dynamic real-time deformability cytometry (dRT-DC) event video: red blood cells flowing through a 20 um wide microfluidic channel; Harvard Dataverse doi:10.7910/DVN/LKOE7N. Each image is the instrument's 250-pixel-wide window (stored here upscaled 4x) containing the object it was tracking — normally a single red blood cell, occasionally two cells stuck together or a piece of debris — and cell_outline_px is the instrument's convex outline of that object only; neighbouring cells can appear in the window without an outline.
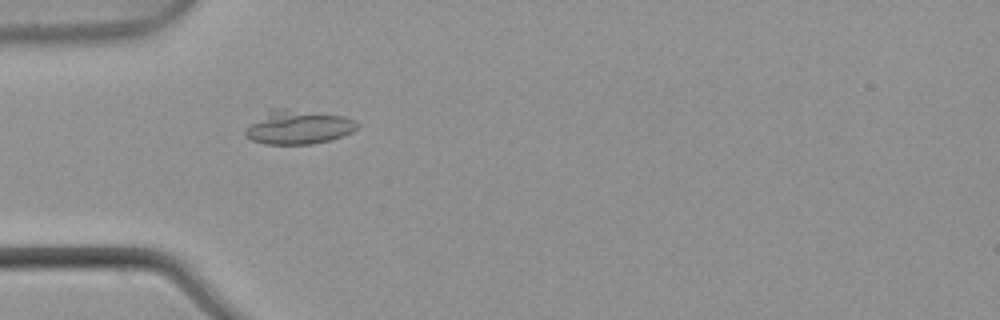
{"species": "common noctule bat (a hibernating species)", "species_latin": "Nyctalus noctula", "temperature_condition": "warm", "stored_images_in_passage": 8, "camera_frame_rate_fps": 3000, "um_per_image_px": 0.085, "animal": {"sex": "male", "body_mass_g": 21.5, "forearm_length_mm": 52.0}, "frame": {"image": 1, "passage_image": 5, "time_ms": 1.333, "image_size_px": [1000, 320], "cell_outline_px": [[356, 128], [352, 132], [332, 140], [312, 144], [264, 144], [252, 140], [244, 132], [244, 128], [268, 108], [284, 108], [344, 116], [352, 120], [356, 124]], "centroid_in_image_um": [25.29, 10.8], "position_along_channel_um": 59.7, "area_um2": 22.2}}
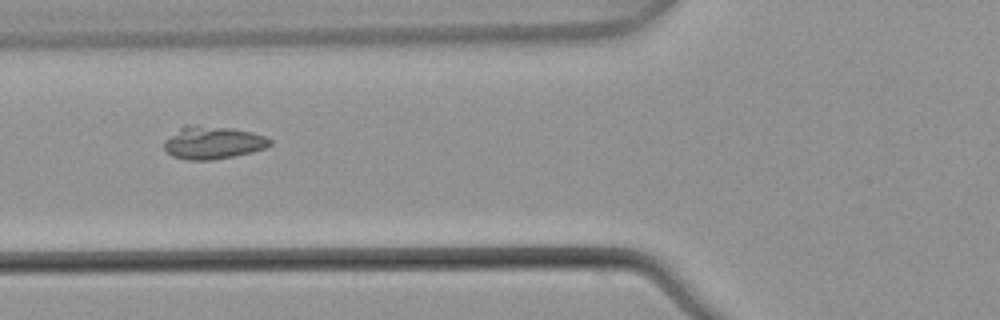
{"frame": {"image": 2, "passage_image": 6, "time_ms": 1.667, "image_size_px": [1000, 320], "cell_outline_px": [[272, 144], [264, 148], [252, 152], [212, 160], [188, 160], [172, 156], [164, 148], [164, 140], [184, 124], [196, 124], [232, 128], [252, 132], [264, 136], [272, 140]], "centroid_in_image_um": [18.07, 12.1], "position_along_channel_um": 107.7, "area_um2": 20.35}}
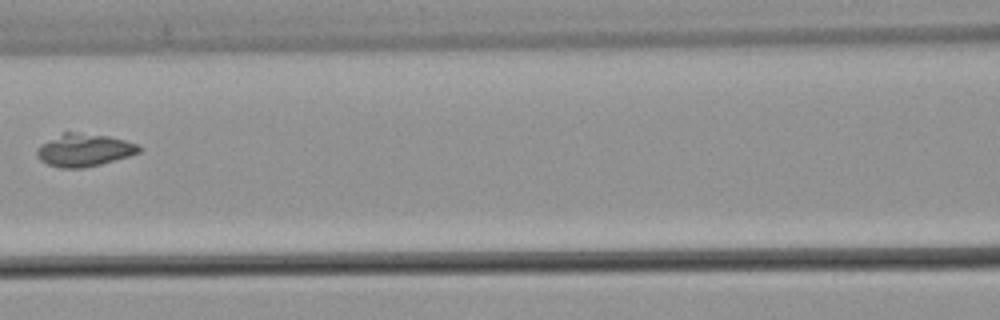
{"frame": {"image": 3, "passage_image": 7, "time_ms": 2.0, "image_size_px": [1000, 320], "cell_outline_px": [[140, 152], [128, 156], [100, 164], [84, 168], [60, 168], [48, 164], [40, 160], [36, 156], [36, 148], [40, 144], [64, 132], [80, 132], [108, 136], [140, 144]], "centroid_in_image_um": [7.12, 12.75], "position_along_channel_um": 159.5, "area_um2": 19.48}}